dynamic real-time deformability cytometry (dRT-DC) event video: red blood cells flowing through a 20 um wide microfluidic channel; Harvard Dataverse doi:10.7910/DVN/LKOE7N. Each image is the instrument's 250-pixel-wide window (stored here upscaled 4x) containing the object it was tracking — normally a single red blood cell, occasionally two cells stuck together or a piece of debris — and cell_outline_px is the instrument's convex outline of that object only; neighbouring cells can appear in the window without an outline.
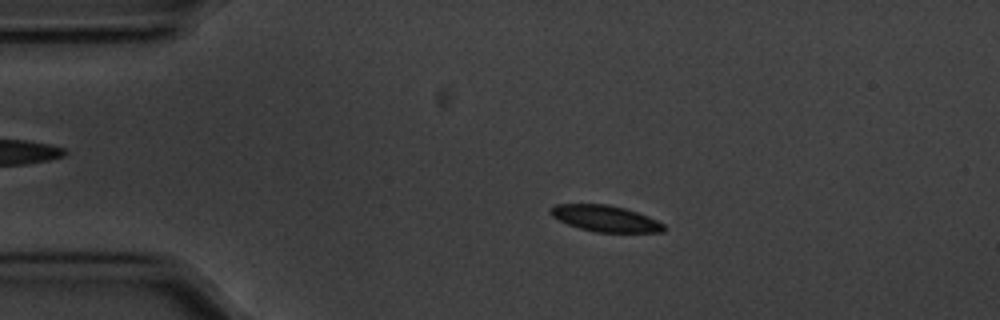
{"species": "common noctule bat (a hibernating species)", "species_latin": "Nyctalus noctula", "temperature_condition": "cold", "stored_images_in_passage": 56, "camera_frame_rate_fps": 3000, "um_per_image_px": 0.085, "animal": {"sex": "male", "body_mass_g": 20.1, "forearm_length_mm": 53.5}, "frame": {"image": 1, "passage_image": 11, "time_ms": 3.333, "image_size_px": [1000, 320], "cell_outline_px": [[664, 232], [596, 232], [580, 228], [568, 224], [552, 216], [548, 212], [556, 204], [608, 204], [624, 208], [648, 216], [664, 224]], "centroid_in_image_um": [51.45, 18.57], "position_along_channel_um": 33.6, "area_um2": 17.11}}
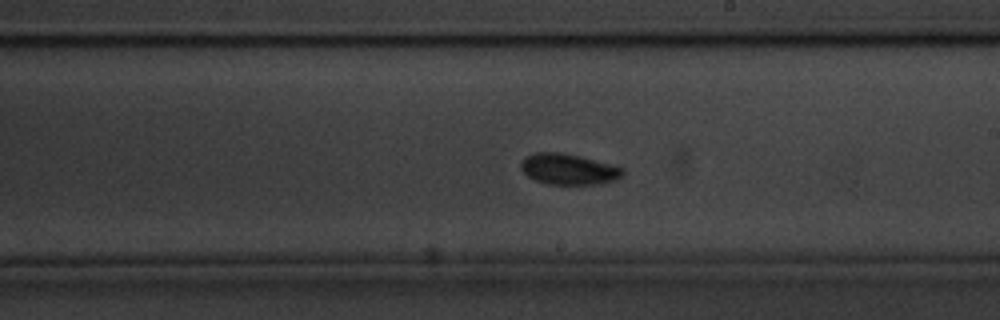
{"frame": {"image": 2, "passage_image": 32, "time_ms": 10.333, "image_size_px": [1000, 320], "cell_outline_px": [[624, 176], [616, 180], [600, 184], [548, 184], [536, 180], [528, 176], [520, 168], [520, 164], [528, 156], [536, 152], [560, 152], [580, 156], [624, 168]], "centroid_in_image_um": [48.36, 14.39], "position_along_channel_um": 240.6, "area_um2": 18.21}}
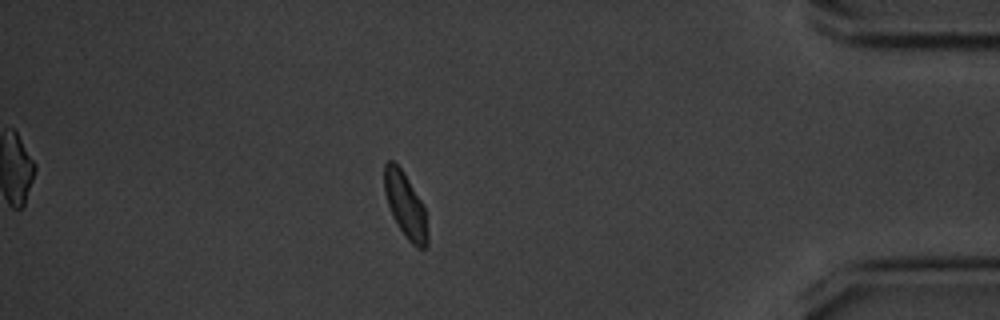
{"frame": {"image": 3, "passage_image": 49, "time_ms": 16.0, "image_size_px": [1000, 320], "cell_outline_px": [[428, 244], [424, 248], [416, 248], [408, 240], [392, 216], [384, 192], [384, 164], [388, 160], [392, 160], [404, 172], [420, 200], [424, 208], [428, 232]], "centroid_in_image_um": [34.45, 17.45], "position_along_channel_um": 400.7, "area_um2": 16.24}, "authors_computed_cell_mechanics": {"area_um2": 17.1088, "velocity_mm_per_s": 3.5252, "shape_relaxation_time_tau1_ms": 5.8998, "shape_relaxation_time_tau2_ms": null, "deformation_change_tau1": 0.1962, "deformation_change_tau2": null}}